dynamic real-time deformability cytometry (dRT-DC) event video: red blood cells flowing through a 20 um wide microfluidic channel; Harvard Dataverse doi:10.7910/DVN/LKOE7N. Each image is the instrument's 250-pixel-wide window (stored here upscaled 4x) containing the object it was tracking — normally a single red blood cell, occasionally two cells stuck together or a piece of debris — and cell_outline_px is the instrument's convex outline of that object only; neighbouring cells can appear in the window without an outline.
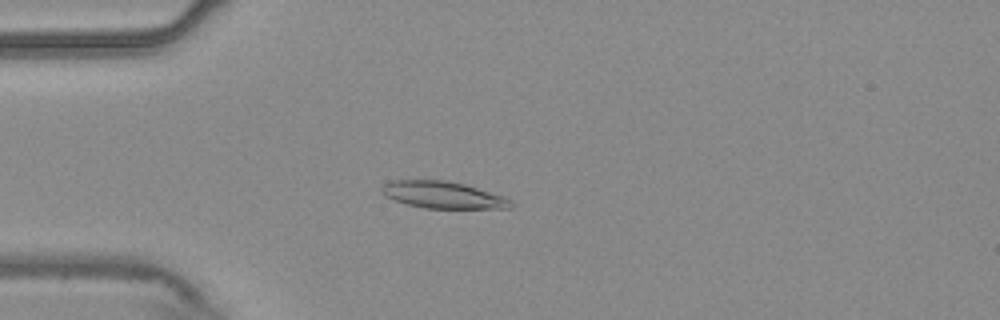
{"species": "common noctule bat (a hibernating species)", "species_latin": "Nyctalus noctula", "temperature_condition": "warm", "stored_images_in_passage": 55, "camera_frame_rate_fps": 3000, "um_per_image_px": 0.085, "animal": {"sex": "male", "body_mass_g": 20.4}, "frame": {"image": 1, "passage_image": 15, "time_ms": 4.667, "image_size_px": [1000, 320], "cell_outline_px": [[516, 204], [512, 208], [424, 208], [408, 204], [384, 196], [380, 192], [380, 188], [388, 180], [444, 180], [464, 184], [512, 200]], "centroid_in_image_um": [37.6, 16.57], "position_along_channel_um": 47.4, "area_um2": 20.11}}
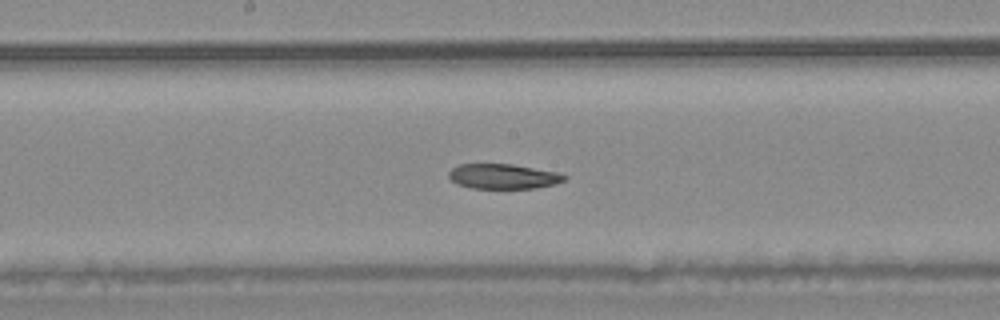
{"frame": {"image": 2, "passage_image": 29, "time_ms": 9.333, "image_size_px": [1000, 320], "cell_outline_px": [[568, 176], [564, 180], [556, 184], [536, 188], [472, 188], [456, 184], [448, 176], [448, 172], [452, 168], [460, 164], [512, 164], [556, 172]], "centroid_in_image_um": [42.76, 14.99], "position_along_channel_um": 205.4, "area_um2": 16.76}}
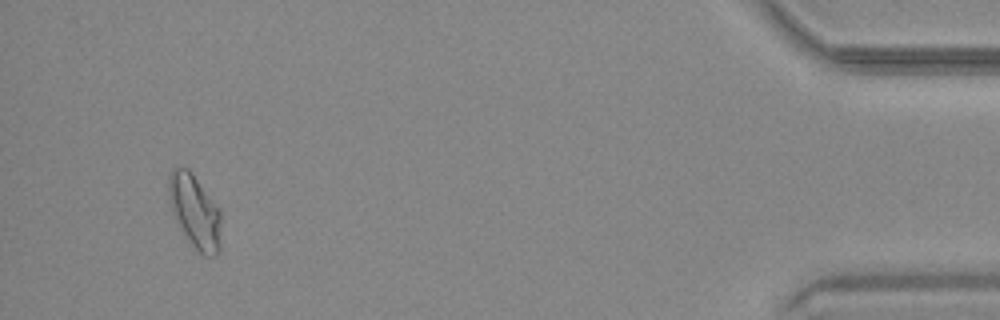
{"frame": {"image": 3, "passage_image": 52, "time_ms": 17.0, "image_size_px": [1000, 320], "cell_outline_px": [[220, 252], [216, 256], [204, 256], [192, 244], [176, 220], [172, 212], [168, 196], [168, 172], [172, 168], [188, 168], [220, 212]], "centroid_in_image_um": [16.54, 17.97], "position_along_channel_um": 418.7, "area_um2": 21.91}}